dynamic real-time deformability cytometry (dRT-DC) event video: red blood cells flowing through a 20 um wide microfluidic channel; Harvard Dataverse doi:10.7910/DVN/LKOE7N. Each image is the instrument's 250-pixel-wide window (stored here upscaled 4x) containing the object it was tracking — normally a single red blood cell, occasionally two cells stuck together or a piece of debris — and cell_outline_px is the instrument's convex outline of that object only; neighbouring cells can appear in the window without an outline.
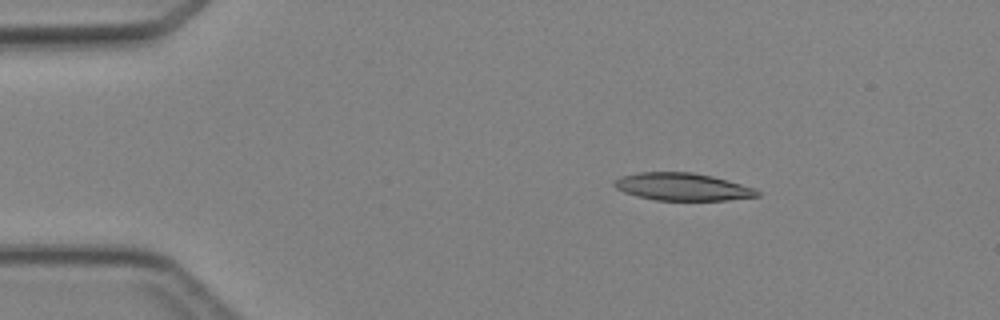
{"species": "Egyptian fruit bat (a non-hibernating species)", "species_latin": "Rousettus aegyptiacus", "temperature_condition": "cold", "stored_images_in_passage": 4, "camera_frame_rate_fps": 3000, "um_per_image_px": 0.085, "animal": {"sex": "female"}, "frame": {"image": 1, "passage_image": 1, "time_ms": 0.0, "image_size_px": [1000, 320], "cell_outline_px": [[760, 196], [728, 200], [656, 200], [624, 192], [616, 188], [612, 184], [612, 180], [620, 176], [640, 172], [692, 172], [712, 176], [740, 184], [752, 188], [760, 192]], "centroid_in_image_um": [57.96, 15.87], "position_along_channel_um": 27.0, "area_um2": 22.77}}
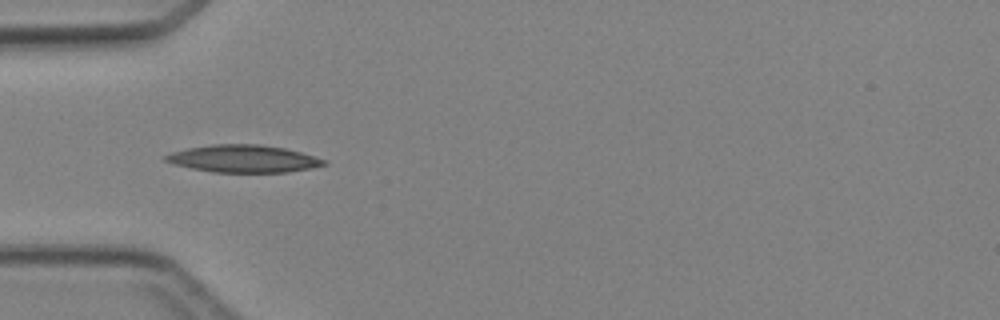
{"frame": {"image": 2, "passage_image": 3, "time_ms": 2.333, "image_size_px": [1000, 320], "cell_outline_px": [[328, 164], [312, 168], [288, 172], [212, 172], [192, 168], [176, 164], [164, 160], [164, 156], [172, 152], [188, 148], [212, 144], [260, 144], [284, 148], [300, 152], [324, 160]], "centroid_in_image_um": [20.69, 13.49], "position_along_channel_um": 64.3, "area_um2": 25.03}}
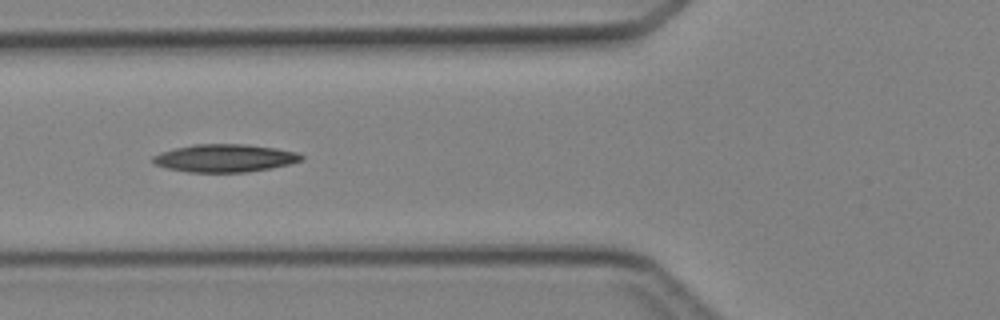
{"frame": {"image": 3, "passage_image": 4, "time_ms": 3.333, "image_size_px": [1000, 320], "cell_outline_px": [[304, 160], [292, 164], [272, 168], [244, 172], [188, 172], [168, 168], [152, 164], [152, 156], [160, 152], [192, 144], [248, 144], [276, 148], [296, 152], [304, 156]], "centroid_in_image_um": [19.12, 13.44], "position_along_channel_um": 106.7, "area_um2": 24.28}}